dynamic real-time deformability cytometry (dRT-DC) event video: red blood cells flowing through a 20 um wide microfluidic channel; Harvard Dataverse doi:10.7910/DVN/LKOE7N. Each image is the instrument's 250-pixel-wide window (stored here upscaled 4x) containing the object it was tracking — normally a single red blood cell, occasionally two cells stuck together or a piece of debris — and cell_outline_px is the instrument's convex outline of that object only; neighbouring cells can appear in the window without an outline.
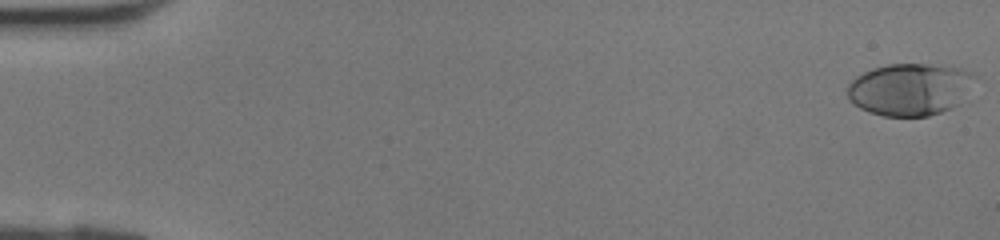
{"species": "human", "species_latin": "Homo sapiens", "temperature_condition": "room temperature", "stored_images_in_passage": 42, "camera_frame_rate_fps": 3000, "um_per_image_px": 0.085, "donor": {"sex": "female"}, "frame": {"image": 1, "passage_image": 1, "time_ms": 0.0, "image_size_px": [1000, 240], "cell_outline_px": [[976, 76], [960, 104], [952, 108], [928, 116], [884, 116], [868, 112], [860, 108], [848, 100], [848, 84], [856, 76], [872, 68], [888, 64], [940, 64], [960, 68], [972, 72]], "centroid_in_image_um": [77.34, 7.58], "position_along_channel_um": 7.7, "area_um2": 39.02}}
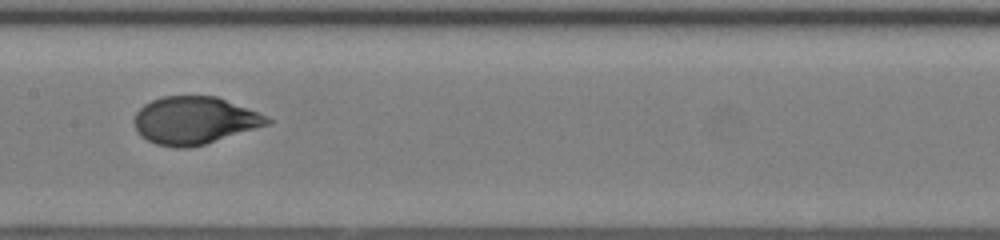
{"frame": {"image": 2, "passage_image": 22, "time_ms": 7.0, "image_size_px": [1000, 240], "cell_outline_px": [[272, 120], [268, 124], [204, 144], [188, 148], [172, 148], [156, 144], [140, 136], [136, 132], [132, 120], [136, 112], [144, 104], [152, 100], [164, 96], [216, 96], [268, 116]], "centroid_in_image_um": [16.46, 10.24], "position_along_channel_um": 190.9, "area_um2": 36.76}}
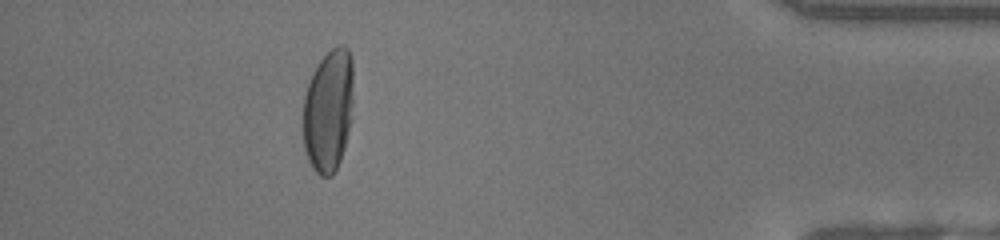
{"frame": {"image": 3, "passage_image": 38, "time_ms": 12.333, "image_size_px": [1000, 240], "cell_outline_px": [[352, 104], [348, 128], [344, 148], [340, 160], [332, 176], [320, 176], [312, 168], [308, 160], [304, 148], [304, 96], [312, 72], [316, 64], [332, 48], [340, 44], [344, 44], [348, 48], [352, 60]], "centroid_in_image_um": [27.9, 9.37], "position_along_channel_um": 407.3, "area_um2": 35.78}}